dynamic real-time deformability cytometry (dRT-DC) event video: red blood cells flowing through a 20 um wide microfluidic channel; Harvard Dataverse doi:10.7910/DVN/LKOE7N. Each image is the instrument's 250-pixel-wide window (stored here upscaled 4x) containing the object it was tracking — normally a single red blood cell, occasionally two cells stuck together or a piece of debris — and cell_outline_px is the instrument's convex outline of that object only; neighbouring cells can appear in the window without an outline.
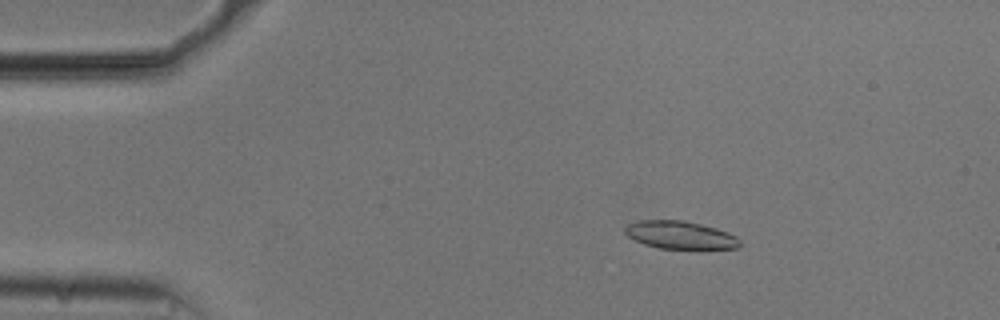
{"species": "common noctule bat (a hibernating species)", "species_latin": "Nyctalus noctula", "temperature_condition": "cold", "stored_images_in_passage": 31, "camera_frame_rate_fps": 3000, "um_per_image_px": 0.085, "animal": {"sex": "male", "body_mass_g": 20.5, "forearm_length_mm": 52.5}, "frame": {"image": 1, "passage_image": 8, "time_ms": 2.333, "image_size_px": [1000, 320], "cell_outline_px": [[740, 248], [704, 252], [660, 248], [644, 244], [628, 236], [624, 232], [624, 228], [628, 224], [640, 220], [684, 220], [716, 228], [728, 232], [736, 236], [740, 240]], "centroid_in_image_um": [57.92, 20.04], "position_along_channel_um": 27.1, "area_um2": 19.59}}
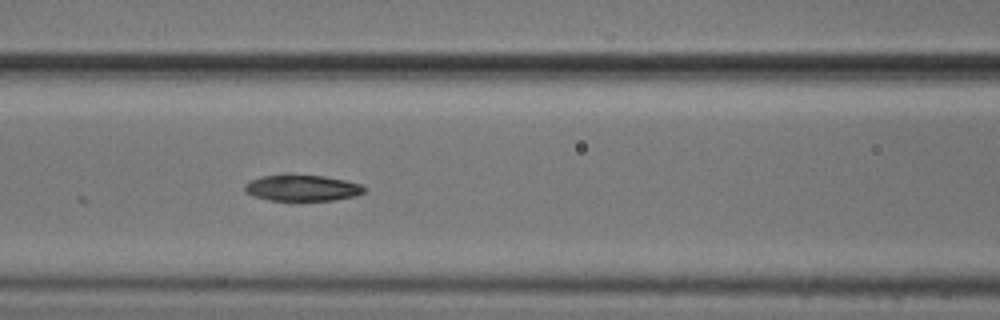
{"frame": {"image": 2, "passage_image": 22, "time_ms": 7.0, "image_size_px": [1000, 320], "cell_outline_px": [[368, 188], [364, 192], [356, 196], [332, 200], [268, 200], [252, 196], [244, 192], [244, 184], [260, 176], [284, 172], [288, 172], [324, 176], [344, 180], [360, 184]], "centroid_in_image_um": [25.63, 15.94], "position_along_channel_um": 141.0, "area_um2": 18.9}}
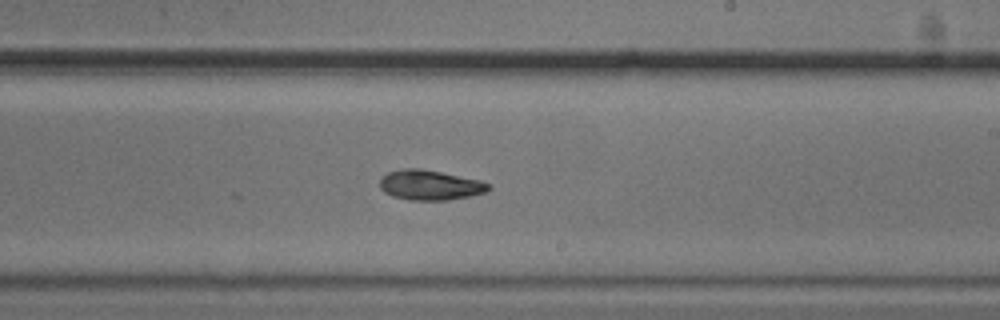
{"frame": {"image": 3, "passage_image": 31, "time_ms": 10.0, "image_size_px": [1000, 320], "cell_outline_px": [[492, 188], [488, 192], [448, 200], [408, 200], [392, 196], [384, 192], [380, 188], [380, 180], [388, 172], [404, 168], [420, 168], [480, 180], [492, 184]], "centroid_in_image_um": [36.58, 15.73], "position_along_channel_um": 252.4, "area_um2": 19.07}}